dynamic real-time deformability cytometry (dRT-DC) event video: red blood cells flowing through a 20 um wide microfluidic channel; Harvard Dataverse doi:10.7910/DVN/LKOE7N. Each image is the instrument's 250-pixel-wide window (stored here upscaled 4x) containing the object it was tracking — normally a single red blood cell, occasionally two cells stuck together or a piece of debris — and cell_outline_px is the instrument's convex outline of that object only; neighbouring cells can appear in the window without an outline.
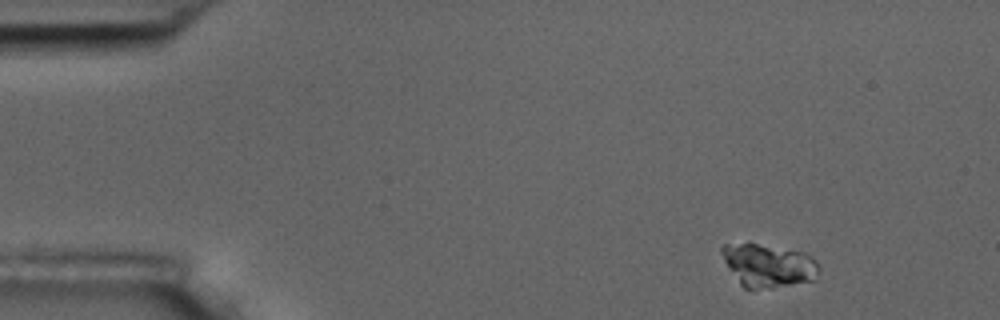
{"species": "common noctule bat (a hibernating species)", "species_latin": "Nyctalus noctula", "temperature_condition": "room temperature", "stored_images_in_passage": 5, "segment_of_instrument_passage": [1, 2], "camera_frame_rate_fps": 3000, "um_per_image_px": 0.085, "animal": {"sex": "male", "body_mass_g": 17.5, "forearm_length_mm": 52.3}, "frame": {"image": 1, "passage_image": 1, "time_ms": 0.0, "image_size_px": [1000, 320], "cell_outline_px": [[820, 268], [816, 280], [772, 288], [744, 288], [740, 284], [728, 268], [720, 252], [720, 248], [724, 244], [748, 240], [804, 252], [812, 256], [816, 260]], "centroid_in_image_um": [65.29, 22.51], "position_along_channel_um": 19.7, "area_um2": 25.32}}
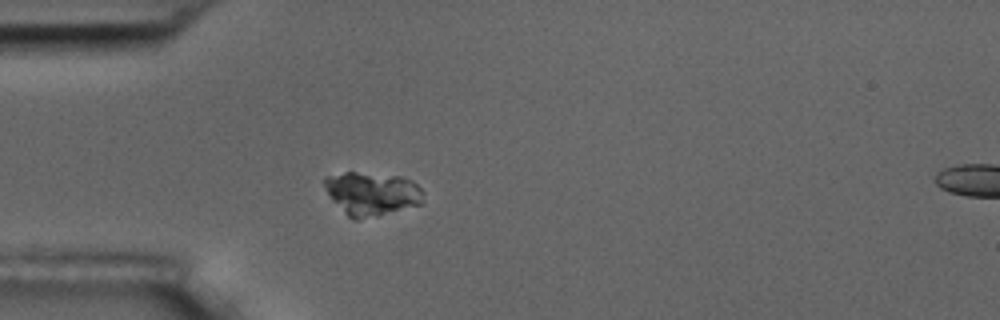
{"frame": {"image": 2, "passage_image": 4, "time_ms": 3.333, "image_size_px": [1000, 320], "cell_outline_px": [[424, 204], [356, 220], [352, 220], [332, 200], [324, 184], [324, 176], [344, 172], [356, 172], [400, 176], [412, 180], [420, 188]], "centroid_in_image_um": [31.6, 16.45], "position_along_channel_um": 53.4, "area_um2": 24.85}}